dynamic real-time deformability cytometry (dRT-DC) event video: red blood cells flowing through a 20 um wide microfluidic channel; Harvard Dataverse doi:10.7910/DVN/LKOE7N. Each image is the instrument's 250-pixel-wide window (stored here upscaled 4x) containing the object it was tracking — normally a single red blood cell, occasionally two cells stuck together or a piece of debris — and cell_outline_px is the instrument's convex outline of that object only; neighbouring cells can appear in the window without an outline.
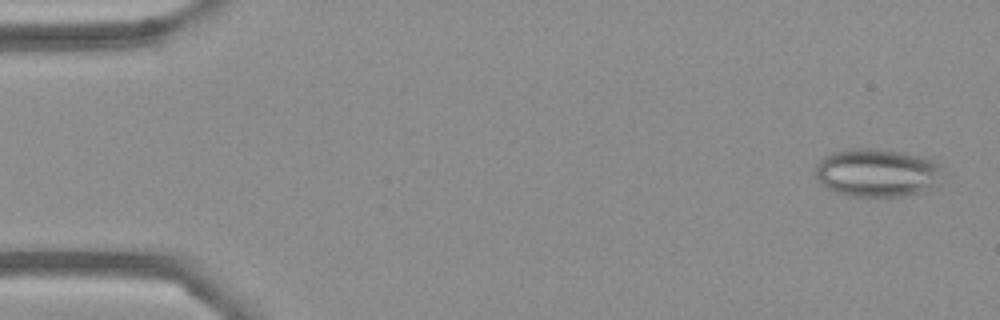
{"species": "Egyptian fruit bat (a non-hibernating species)", "species_latin": "Rousettus aegyptiacus", "temperature_condition": "cold", "stored_images_in_passage": 55, "camera_frame_rate_fps": 3000, "um_per_image_px": 0.085, "frame": {"image": 1, "passage_image": 3, "time_ms": 0.667, "image_size_px": [1000, 320], "cell_outline_px": [[936, 188], [924, 192], [904, 196], [848, 196], [832, 192], [820, 184], [816, 176], [816, 164], [824, 156], [832, 152], [848, 148], [876, 148], [904, 152], [924, 156], [932, 160], [936, 164]], "centroid_in_image_um": [74.46, 14.68], "position_along_channel_um": 10.5, "area_um2": 35.89}}
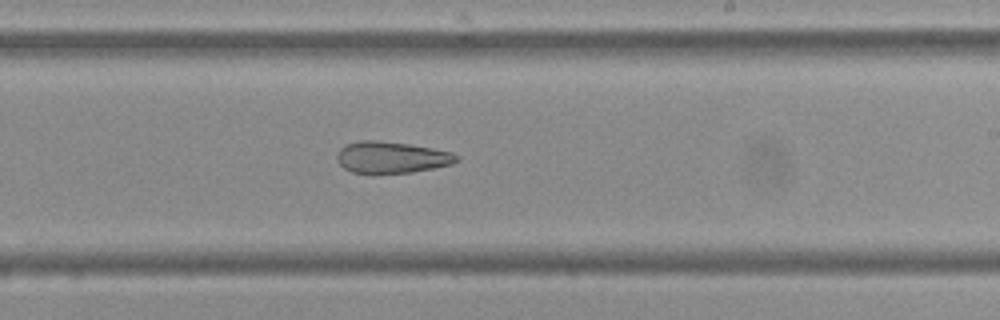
{"frame": {"image": 2, "passage_image": 33, "time_ms": 10.667, "image_size_px": [1000, 320], "cell_outline_px": [[460, 160], [452, 164], [412, 172], [352, 172], [344, 168], [336, 160], [336, 152], [344, 144], [360, 140], [376, 140], [408, 144], [432, 148], [452, 152], [460, 156]], "centroid_in_image_um": [33.27, 13.35], "position_along_channel_um": 255.7, "area_um2": 21.91}}
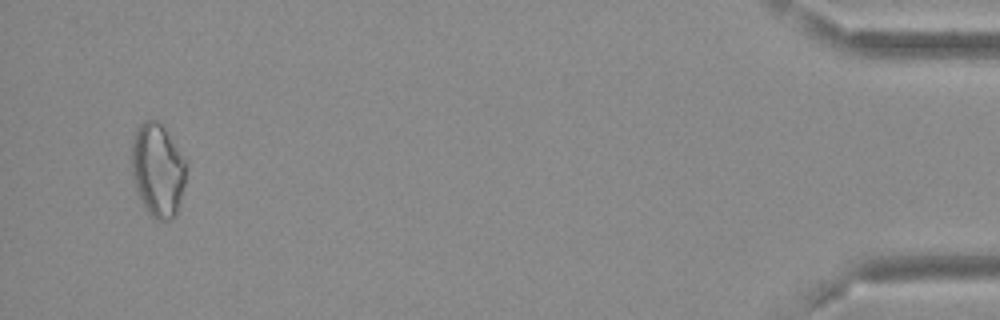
{"frame": {"image": 3, "passage_image": 53, "time_ms": 17.333, "image_size_px": [1000, 320], "cell_outline_px": [[184, 184], [176, 216], [168, 220], [156, 220], [148, 212], [140, 200], [132, 176], [132, 136], [136, 128], [144, 120], [156, 120], [164, 124], [184, 160]], "centroid_in_image_um": [13.37, 14.43], "position_along_channel_um": 421.8, "area_um2": 29.54}, "authors_computed_cell_mechanics": {"area_um2": 27.0504, "velocity_mm_per_s": 3.6992, "shape_relaxation_time_tau1_ms": null, "shape_relaxation_time_tau2_ms": 6.2158, "deformation_change_tau1": null, "deformation_change_tau2": 0.1639}}